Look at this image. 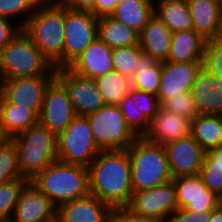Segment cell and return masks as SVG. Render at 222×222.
Returning a JSON list of instances; mask_svg holds the SVG:
<instances>
[{"label": "cell", "mask_w": 222, "mask_h": 222, "mask_svg": "<svg viewBox=\"0 0 222 222\" xmlns=\"http://www.w3.org/2000/svg\"><path fill=\"white\" fill-rule=\"evenodd\" d=\"M16 178H24L19 170L18 150L12 139L0 142V184Z\"/></svg>", "instance_id": "obj_32"}, {"label": "cell", "mask_w": 222, "mask_h": 222, "mask_svg": "<svg viewBox=\"0 0 222 222\" xmlns=\"http://www.w3.org/2000/svg\"><path fill=\"white\" fill-rule=\"evenodd\" d=\"M131 161L132 191L157 187L172 180L164 145L137 137L127 148Z\"/></svg>", "instance_id": "obj_4"}, {"label": "cell", "mask_w": 222, "mask_h": 222, "mask_svg": "<svg viewBox=\"0 0 222 222\" xmlns=\"http://www.w3.org/2000/svg\"><path fill=\"white\" fill-rule=\"evenodd\" d=\"M98 18L90 11H76L65 5L64 67H68L98 37Z\"/></svg>", "instance_id": "obj_9"}, {"label": "cell", "mask_w": 222, "mask_h": 222, "mask_svg": "<svg viewBox=\"0 0 222 222\" xmlns=\"http://www.w3.org/2000/svg\"><path fill=\"white\" fill-rule=\"evenodd\" d=\"M86 117L94 141L101 150L127 149L137 138L126 125L118 105L104 104Z\"/></svg>", "instance_id": "obj_8"}, {"label": "cell", "mask_w": 222, "mask_h": 222, "mask_svg": "<svg viewBox=\"0 0 222 222\" xmlns=\"http://www.w3.org/2000/svg\"><path fill=\"white\" fill-rule=\"evenodd\" d=\"M161 62L142 53L131 79V87L157 96L160 88Z\"/></svg>", "instance_id": "obj_30"}, {"label": "cell", "mask_w": 222, "mask_h": 222, "mask_svg": "<svg viewBox=\"0 0 222 222\" xmlns=\"http://www.w3.org/2000/svg\"><path fill=\"white\" fill-rule=\"evenodd\" d=\"M39 0H0V17L15 19L23 17L18 25L23 28L27 20L34 13ZM25 17V18H24Z\"/></svg>", "instance_id": "obj_36"}, {"label": "cell", "mask_w": 222, "mask_h": 222, "mask_svg": "<svg viewBox=\"0 0 222 222\" xmlns=\"http://www.w3.org/2000/svg\"><path fill=\"white\" fill-rule=\"evenodd\" d=\"M206 40L194 30L173 31L168 60L172 62H203Z\"/></svg>", "instance_id": "obj_24"}, {"label": "cell", "mask_w": 222, "mask_h": 222, "mask_svg": "<svg viewBox=\"0 0 222 222\" xmlns=\"http://www.w3.org/2000/svg\"><path fill=\"white\" fill-rule=\"evenodd\" d=\"M128 94L130 95L133 102H136V107L141 113L151 120L158 109L160 108V103L158 97L154 94L140 91L134 88H130Z\"/></svg>", "instance_id": "obj_40"}, {"label": "cell", "mask_w": 222, "mask_h": 222, "mask_svg": "<svg viewBox=\"0 0 222 222\" xmlns=\"http://www.w3.org/2000/svg\"><path fill=\"white\" fill-rule=\"evenodd\" d=\"M191 136L206 152L222 146V115L198 114L191 121Z\"/></svg>", "instance_id": "obj_29"}, {"label": "cell", "mask_w": 222, "mask_h": 222, "mask_svg": "<svg viewBox=\"0 0 222 222\" xmlns=\"http://www.w3.org/2000/svg\"><path fill=\"white\" fill-rule=\"evenodd\" d=\"M191 135V120L161 106L150 120V125L143 137L152 143L165 145L168 142Z\"/></svg>", "instance_id": "obj_19"}, {"label": "cell", "mask_w": 222, "mask_h": 222, "mask_svg": "<svg viewBox=\"0 0 222 222\" xmlns=\"http://www.w3.org/2000/svg\"><path fill=\"white\" fill-rule=\"evenodd\" d=\"M203 62H161L160 88L157 94L160 105L183 92H190Z\"/></svg>", "instance_id": "obj_17"}, {"label": "cell", "mask_w": 222, "mask_h": 222, "mask_svg": "<svg viewBox=\"0 0 222 222\" xmlns=\"http://www.w3.org/2000/svg\"><path fill=\"white\" fill-rule=\"evenodd\" d=\"M11 139L18 150L21 176L29 181L57 160V135L39 122Z\"/></svg>", "instance_id": "obj_5"}, {"label": "cell", "mask_w": 222, "mask_h": 222, "mask_svg": "<svg viewBox=\"0 0 222 222\" xmlns=\"http://www.w3.org/2000/svg\"><path fill=\"white\" fill-rule=\"evenodd\" d=\"M198 114L222 115V81L203 67L190 91Z\"/></svg>", "instance_id": "obj_20"}, {"label": "cell", "mask_w": 222, "mask_h": 222, "mask_svg": "<svg viewBox=\"0 0 222 222\" xmlns=\"http://www.w3.org/2000/svg\"><path fill=\"white\" fill-rule=\"evenodd\" d=\"M212 210L189 211L178 208L167 222H208Z\"/></svg>", "instance_id": "obj_41"}, {"label": "cell", "mask_w": 222, "mask_h": 222, "mask_svg": "<svg viewBox=\"0 0 222 222\" xmlns=\"http://www.w3.org/2000/svg\"><path fill=\"white\" fill-rule=\"evenodd\" d=\"M208 222H222V203L212 210Z\"/></svg>", "instance_id": "obj_47"}, {"label": "cell", "mask_w": 222, "mask_h": 222, "mask_svg": "<svg viewBox=\"0 0 222 222\" xmlns=\"http://www.w3.org/2000/svg\"><path fill=\"white\" fill-rule=\"evenodd\" d=\"M199 175L208 189L222 200V165L215 160H204Z\"/></svg>", "instance_id": "obj_39"}, {"label": "cell", "mask_w": 222, "mask_h": 222, "mask_svg": "<svg viewBox=\"0 0 222 222\" xmlns=\"http://www.w3.org/2000/svg\"><path fill=\"white\" fill-rule=\"evenodd\" d=\"M118 106L122 111L126 125L137 137H142L148 130L150 120L138 110L136 102L132 101L129 94L121 99Z\"/></svg>", "instance_id": "obj_35"}, {"label": "cell", "mask_w": 222, "mask_h": 222, "mask_svg": "<svg viewBox=\"0 0 222 222\" xmlns=\"http://www.w3.org/2000/svg\"><path fill=\"white\" fill-rule=\"evenodd\" d=\"M97 35L110 48L139 45V33L111 16L98 18Z\"/></svg>", "instance_id": "obj_28"}, {"label": "cell", "mask_w": 222, "mask_h": 222, "mask_svg": "<svg viewBox=\"0 0 222 222\" xmlns=\"http://www.w3.org/2000/svg\"><path fill=\"white\" fill-rule=\"evenodd\" d=\"M111 222H162V221L153 217L136 214L125 206L113 209Z\"/></svg>", "instance_id": "obj_42"}, {"label": "cell", "mask_w": 222, "mask_h": 222, "mask_svg": "<svg viewBox=\"0 0 222 222\" xmlns=\"http://www.w3.org/2000/svg\"><path fill=\"white\" fill-rule=\"evenodd\" d=\"M113 208L92 194L57 207V222H111Z\"/></svg>", "instance_id": "obj_18"}, {"label": "cell", "mask_w": 222, "mask_h": 222, "mask_svg": "<svg viewBox=\"0 0 222 222\" xmlns=\"http://www.w3.org/2000/svg\"><path fill=\"white\" fill-rule=\"evenodd\" d=\"M172 178L199 174L206 151L191 136L164 145Z\"/></svg>", "instance_id": "obj_14"}, {"label": "cell", "mask_w": 222, "mask_h": 222, "mask_svg": "<svg viewBox=\"0 0 222 222\" xmlns=\"http://www.w3.org/2000/svg\"><path fill=\"white\" fill-rule=\"evenodd\" d=\"M126 207L136 214L167 222L178 209L173 181L150 189L132 192Z\"/></svg>", "instance_id": "obj_10"}, {"label": "cell", "mask_w": 222, "mask_h": 222, "mask_svg": "<svg viewBox=\"0 0 222 222\" xmlns=\"http://www.w3.org/2000/svg\"><path fill=\"white\" fill-rule=\"evenodd\" d=\"M28 182L26 178H16L0 184V222H10L20 192Z\"/></svg>", "instance_id": "obj_33"}, {"label": "cell", "mask_w": 222, "mask_h": 222, "mask_svg": "<svg viewBox=\"0 0 222 222\" xmlns=\"http://www.w3.org/2000/svg\"><path fill=\"white\" fill-rule=\"evenodd\" d=\"M55 78L66 89L77 115L87 116L105 104L94 79L77 75L68 67L56 69Z\"/></svg>", "instance_id": "obj_12"}, {"label": "cell", "mask_w": 222, "mask_h": 222, "mask_svg": "<svg viewBox=\"0 0 222 222\" xmlns=\"http://www.w3.org/2000/svg\"><path fill=\"white\" fill-rule=\"evenodd\" d=\"M38 123V115L25 107L6 102L0 96V132L4 138H13Z\"/></svg>", "instance_id": "obj_25"}, {"label": "cell", "mask_w": 222, "mask_h": 222, "mask_svg": "<svg viewBox=\"0 0 222 222\" xmlns=\"http://www.w3.org/2000/svg\"><path fill=\"white\" fill-rule=\"evenodd\" d=\"M76 115L66 89L54 78L44 92L38 122L57 135Z\"/></svg>", "instance_id": "obj_13"}, {"label": "cell", "mask_w": 222, "mask_h": 222, "mask_svg": "<svg viewBox=\"0 0 222 222\" xmlns=\"http://www.w3.org/2000/svg\"><path fill=\"white\" fill-rule=\"evenodd\" d=\"M193 19V30L206 41L222 38V2L220 0H187Z\"/></svg>", "instance_id": "obj_22"}, {"label": "cell", "mask_w": 222, "mask_h": 222, "mask_svg": "<svg viewBox=\"0 0 222 222\" xmlns=\"http://www.w3.org/2000/svg\"><path fill=\"white\" fill-rule=\"evenodd\" d=\"M142 53L139 45L112 48L114 70L132 79Z\"/></svg>", "instance_id": "obj_34"}, {"label": "cell", "mask_w": 222, "mask_h": 222, "mask_svg": "<svg viewBox=\"0 0 222 222\" xmlns=\"http://www.w3.org/2000/svg\"><path fill=\"white\" fill-rule=\"evenodd\" d=\"M55 75L0 79V96L10 104L33 110L38 116L44 92Z\"/></svg>", "instance_id": "obj_11"}, {"label": "cell", "mask_w": 222, "mask_h": 222, "mask_svg": "<svg viewBox=\"0 0 222 222\" xmlns=\"http://www.w3.org/2000/svg\"><path fill=\"white\" fill-rule=\"evenodd\" d=\"M161 107L167 111L175 112L191 121L198 115L190 92H183L165 100L161 104Z\"/></svg>", "instance_id": "obj_38"}, {"label": "cell", "mask_w": 222, "mask_h": 222, "mask_svg": "<svg viewBox=\"0 0 222 222\" xmlns=\"http://www.w3.org/2000/svg\"><path fill=\"white\" fill-rule=\"evenodd\" d=\"M94 81L104 103L109 105H118L131 88V79L116 70L97 76Z\"/></svg>", "instance_id": "obj_31"}, {"label": "cell", "mask_w": 222, "mask_h": 222, "mask_svg": "<svg viewBox=\"0 0 222 222\" xmlns=\"http://www.w3.org/2000/svg\"><path fill=\"white\" fill-rule=\"evenodd\" d=\"M69 0H39V2L47 4H66Z\"/></svg>", "instance_id": "obj_48"}, {"label": "cell", "mask_w": 222, "mask_h": 222, "mask_svg": "<svg viewBox=\"0 0 222 222\" xmlns=\"http://www.w3.org/2000/svg\"><path fill=\"white\" fill-rule=\"evenodd\" d=\"M178 208L189 211L214 210L222 200L206 187L199 174L172 178Z\"/></svg>", "instance_id": "obj_16"}, {"label": "cell", "mask_w": 222, "mask_h": 222, "mask_svg": "<svg viewBox=\"0 0 222 222\" xmlns=\"http://www.w3.org/2000/svg\"><path fill=\"white\" fill-rule=\"evenodd\" d=\"M88 173L90 194L113 209L128 205L133 191L127 149L101 150L88 166Z\"/></svg>", "instance_id": "obj_1"}, {"label": "cell", "mask_w": 222, "mask_h": 222, "mask_svg": "<svg viewBox=\"0 0 222 222\" xmlns=\"http://www.w3.org/2000/svg\"><path fill=\"white\" fill-rule=\"evenodd\" d=\"M57 160L88 167L100 153L86 116L76 115L70 124L57 134Z\"/></svg>", "instance_id": "obj_7"}, {"label": "cell", "mask_w": 222, "mask_h": 222, "mask_svg": "<svg viewBox=\"0 0 222 222\" xmlns=\"http://www.w3.org/2000/svg\"><path fill=\"white\" fill-rule=\"evenodd\" d=\"M58 207L90 194L88 167L54 161L30 180Z\"/></svg>", "instance_id": "obj_3"}, {"label": "cell", "mask_w": 222, "mask_h": 222, "mask_svg": "<svg viewBox=\"0 0 222 222\" xmlns=\"http://www.w3.org/2000/svg\"><path fill=\"white\" fill-rule=\"evenodd\" d=\"M204 160H215V164L222 165V146L206 152Z\"/></svg>", "instance_id": "obj_46"}, {"label": "cell", "mask_w": 222, "mask_h": 222, "mask_svg": "<svg viewBox=\"0 0 222 222\" xmlns=\"http://www.w3.org/2000/svg\"><path fill=\"white\" fill-rule=\"evenodd\" d=\"M7 18L0 17V51L20 33L22 28Z\"/></svg>", "instance_id": "obj_43"}, {"label": "cell", "mask_w": 222, "mask_h": 222, "mask_svg": "<svg viewBox=\"0 0 222 222\" xmlns=\"http://www.w3.org/2000/svg\"><path fill=\"white\" fill-rule=\"evenodd\" d=\"M154 14L171 32L193 30L187 0H154Z\"/></svg>", "instance_id": "obj_26"}, {"label": "cell", "mask_w": 222, "mask_h": 222, "mask_svg": "<svg viewBox=\"0 0 222 222\" xmlns=\"http://www.w3.org/2000/svg\"><path fill=\"white\" fill-rule=\"evenodd\" d=\"M55 70L22 30L0 51V79L55 75Z\"/></svg>", "instance_id": "obj_6"}, {"label": "cell", "mask_w": 222, "mask_h": 222, "mask_svg": "<svg viewBox=\"0 0 222 222\" xmlns=\"http://www.w3.org/2000/svg\"><path fill=\"white\" fill-rule=\"evenodd\" d=\"M96 0H69L65 5L76 11H90L95 16Z\"/></svg>", "instance_id": "obj_45"}, {"label": "cell", "mask_w": 222, "mask_h": 222, "mask_svg": "<svg viewBox=\"0 0 222 222\" xmlns=\"http://www.w3.org/2000/svg\"><path fill=\"white\" fill-rule=\"evenodd\" d=\"M203 68L222 81V38L206 41Z\"/></svg>", "instance_id": "obj_37"}, {"label": "cell", "mask_w": 222, "mask_h": 222, "mask_svg": "<svg viewBox=\"0 0 222 222\" xmlns=\"http://www.w3.org/2000/svg\"><path fill=\"white\" fill-rule=\"evenodd\" d=\"M4 139V137L2 136L1 132H0V142Z\"/></svg>", "instance_id": "obj_49"}, {"label": "cell", "mask_w": 222, "mask_h": 222, "mask_svg": "<svg viewBox=\"0 0 222 222\" xmlns=\"http://www.w3.org/2000/svg\"><path fill=\"white\" fill-rule=\"evenodd\" d=\"M123 0H96L95 1V16L97 18L110 16L115 7Z\"/></svg>", "instance_id": "obj_44"}, {"label": "cell", "mask_w": 222, "mask_h": 222, "mask_svg": "<svg viewBox=\"0 0 222 222\" xmlns=\"http://www.w3.org/2000/svg\"><path fill=\"white\" fill-rule=\"evenodd\" d=\"M110 16L140 33L154 16V0H123Z\"/></svg>", "instance_id": "obj_27"}, {"label": "cell", "mask_w": 222, "mask_h": 222, "mask_svg": "<svg viewBox=\"0 0 222 222\" xmlns=\"http://www.w3.org/2000/svg\"><path fill=\"white\" fill-rule=\"evenodd\" d=\"M68 68L77 75L91 79L112 71V48L97 37Z\"/></svg>", "instance_id": "obj_21"}, {"label": "cell", "mask_w": 222, "mask_h": 222, "mask_svg": "<svg viewBox=\"0 0 222 222\" xmlns=\"http://www.w3.org/2000/svg\"><path fill=\"white\" fill-rule=\"evenodd\" d=\"M57 207L29 181L20 192L10 222H56Z\"/></svg>", "instance_id": "obj_15"}, {"label": "cell", "mask_w": 222, "mask_h": 222, "mask_svg": "<svg viewBox=\"0 0 222 222\" xmlns=\"http://www.w3.org/2000/svg\"><path fill=\"white\" fill-rule=\"evenodd\" d=\"M65 4L39 2L22 31L55 68L64 67Z\"/></svg>", "instance_id": "obj_2"}, {"label": "cell", "mask_w": 222, "mask_h": 222, "mask_svg": "<svg viewBox=\"0 0 222 222\" xmlns=\"http://www.w3.org/2000/svg\"><path fill=\"white\" fill-rule=\"evenodd\" d=\"M171 36V30L154 14L139 33V46L155 61L164 62L168 60Z\"/></svg>", "instance_id": "obj_23"}]
</instances>
